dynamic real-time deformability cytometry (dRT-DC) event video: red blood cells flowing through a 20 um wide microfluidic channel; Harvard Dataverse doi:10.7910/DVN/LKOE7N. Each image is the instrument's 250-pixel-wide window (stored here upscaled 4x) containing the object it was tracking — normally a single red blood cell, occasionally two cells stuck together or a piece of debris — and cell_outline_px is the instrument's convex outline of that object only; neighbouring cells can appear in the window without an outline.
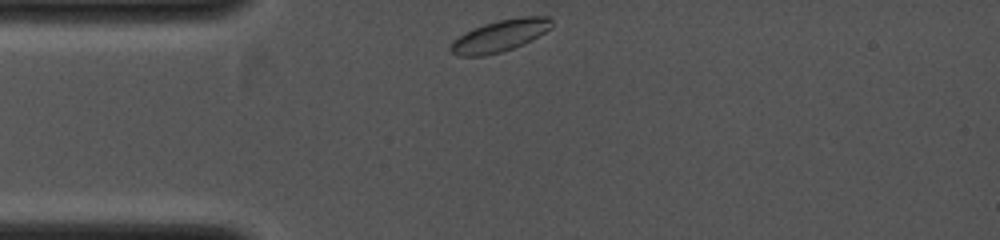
{"species": "common noctule bat (a hibernating species)", "species_latin": "Nyctalus noctula", "temperature_condition": "cold", "stored_images_in_passage": 2, "camera_frame_rate_fps": 4000, "um_per_image_px": 0.085, "animal": {"sex": "female", "body_mass_g": 19.0, "forearm_length_mm": 53.3}, "frame": {"image": 1, "passage_image": 1, "time_ms": 0.0, "image_size_px": [1000, 240], "cell_outline_px": [[552, 28], [532, 40], [524, 44], [500, 52], [484, 56], [456, 56], [448, 48], [452, 40], [464, 32], [472, 28], [484, 24], [500, 20], [520, 16], [552, 16]], "centroid_in_image_um": [42.49, 3.03], "position_along_channel_um": 42.5, "area_um2": 19.02}}